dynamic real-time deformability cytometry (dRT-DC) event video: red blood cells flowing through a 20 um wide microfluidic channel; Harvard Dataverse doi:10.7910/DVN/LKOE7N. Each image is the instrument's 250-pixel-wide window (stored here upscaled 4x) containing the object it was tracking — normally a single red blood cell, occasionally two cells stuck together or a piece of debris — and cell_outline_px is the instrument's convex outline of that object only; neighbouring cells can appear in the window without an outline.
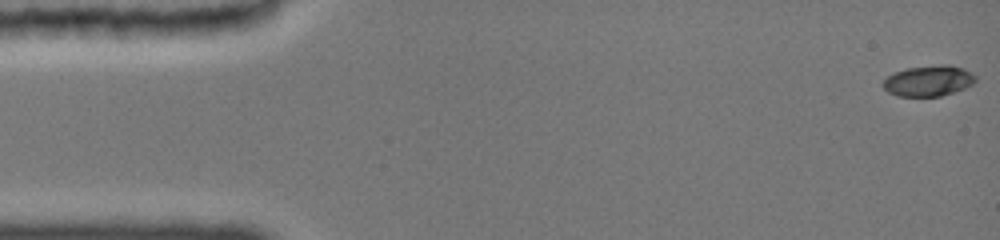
{"species": "common noctule bat (a hibernating species)", "species_latin": "Nyctalus noctula", "temperature_condition": "cold", "stored_images_in_passage": 8, "camera_frame_rate_fps": 3000, "um_per_image_px": 0.085, "animal": {"sex": "female", "body_mass_g": 19.0, "forearm_length_mm": 51.5}, "frame": {"image": 1, "passage_image": 1, "time_ms": 0.0, "image_size_px": [1000, 240], "cell_outline_px": [[976, 80], [972, 84], [964, 88], [940, 96], [896, 96], [888, 92], [880, 84], [888, 76], [896, 72], [908, 68], [940, 64], [948, 64], [964, 68], [972, 72], [976, 76]], "centroid_in_image_um": [78.93, 6.86], "position_along_channel_um": 6.1, "area_um2": 16.59}}
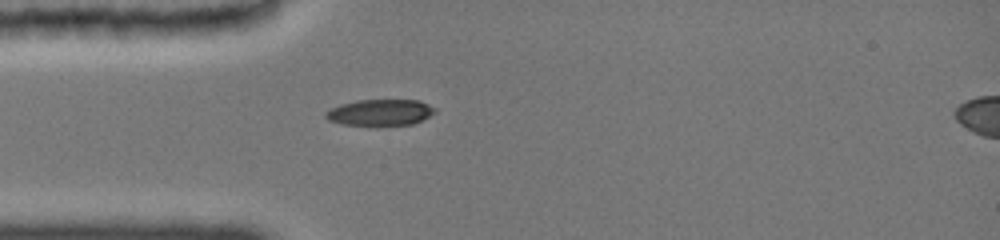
{"frame": {"image": 2, "passage_image": 8, "time_ms": 4.333, "image_size_px": [1000, 240], "cell_outline_px": [[436, 108], [428, 116], [412, 124], [344, 124], [328, 120], [324, 116], [332, 108], [340, 104], [356, 100], [420, 100]], "centroid_in_image_um": [32.3, 9.53], "position_along_channel_um": 52.7, "area_um2": 16.13}}